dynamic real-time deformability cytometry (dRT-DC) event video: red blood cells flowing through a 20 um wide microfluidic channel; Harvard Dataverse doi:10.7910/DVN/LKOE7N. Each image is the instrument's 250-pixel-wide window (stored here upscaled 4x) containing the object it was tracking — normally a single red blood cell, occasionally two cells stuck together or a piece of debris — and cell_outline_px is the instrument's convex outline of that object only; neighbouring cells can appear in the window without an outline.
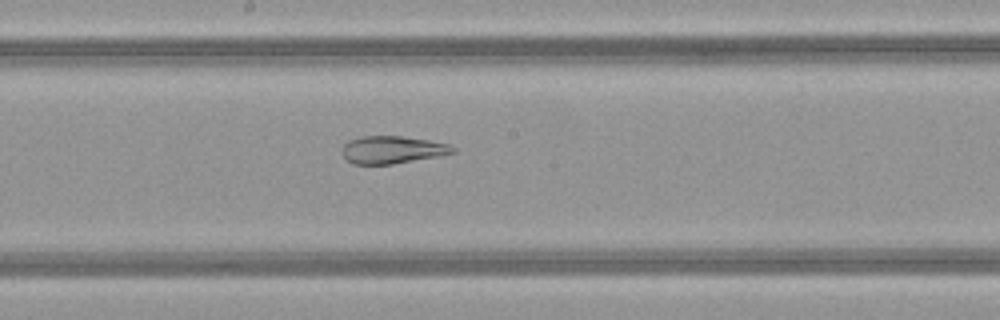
{"species": "common noctule bat (a hibernating species)", "species_latin": "Nyctalus noctula", "temperature_condition": "warm", "stored_images_in_passage": 49, "camera_frame_rate_fps": 3000, "um_per_image_px": 0.085, "animal": {"sex": "female", "body_mass_g": 21.9}, "frame": {"image": 1, "passage_image": 26, "time_ms": 8.333, "image_size_px": [1000, 320], "cell_outline_px": [[456, 152], [436, 156], [392, 164], [352, 164], [344, 160], [340, 152], [344, 144], [348, 140], [360, 136], [400, 136], [428, 140], [448, 144], [456, 148]], "centroid_in_image_um": [33.26, 12.73], "position_along_channel_um": 214.9, "area_um2": 17.86}}
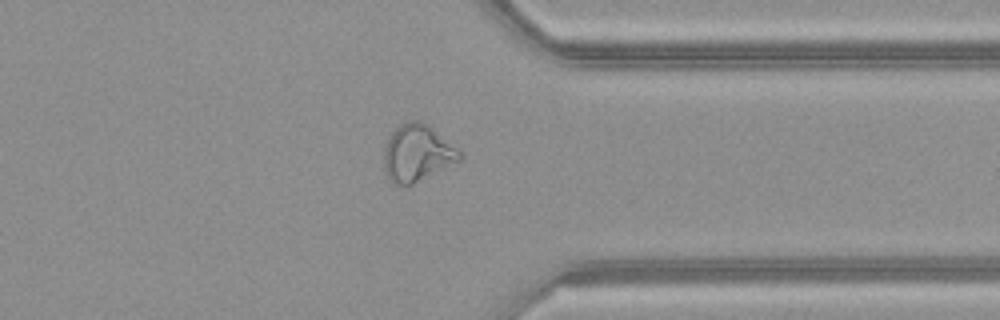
{"frame": {"image": 2, "passage_image": 38, "time_ms": 12.333, "image_size_px": [1000, 320], "cell_outline_px": [[464, 156], [460, 160], [412, 184], [392, 184], [384, 168], [384, 148], [388, 136], [400, 124], [408, 120], [420, 120], [428, 124], [456, 148]], "centroid_in_image_um": [35.43, 12.98], "position_along_channel_um": 376.0, "area_um2": 24.8}}
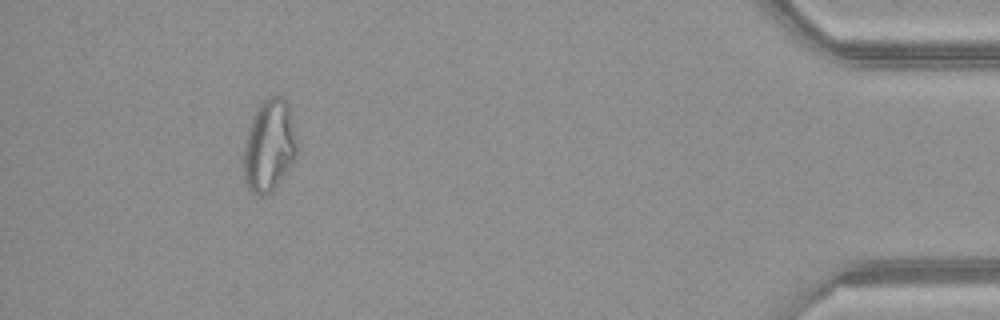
{"frame": {"image": 3, "passage_image": 45, "time_ms": 14.667, "image_size_px": [1000, 320], "cell_outline_px": [[300, 152], [272, 192], [264, 196], [256, 196], [248, 192], [244, 180], [244, 144], [248, 128], [252, 116], [256, 108], [268, 96], [280, 96], [288, 104], [300, 144]], "centroid_in_image_um": [22.9, 12.42], "position_along_channel_um": 412.3, "area_um2": 29.54}, "authors_computed_cell_mechanics": {"area_um2": 26.1256, "velocity_mm_per_s": 4.1479, "shape_relaxation_time_tau1_ms": null, "shape_relaxation_time_tau2_ms": 2.6441, "deformation_change_tau1": null, "deformation_change_tau2": 0.0659}}